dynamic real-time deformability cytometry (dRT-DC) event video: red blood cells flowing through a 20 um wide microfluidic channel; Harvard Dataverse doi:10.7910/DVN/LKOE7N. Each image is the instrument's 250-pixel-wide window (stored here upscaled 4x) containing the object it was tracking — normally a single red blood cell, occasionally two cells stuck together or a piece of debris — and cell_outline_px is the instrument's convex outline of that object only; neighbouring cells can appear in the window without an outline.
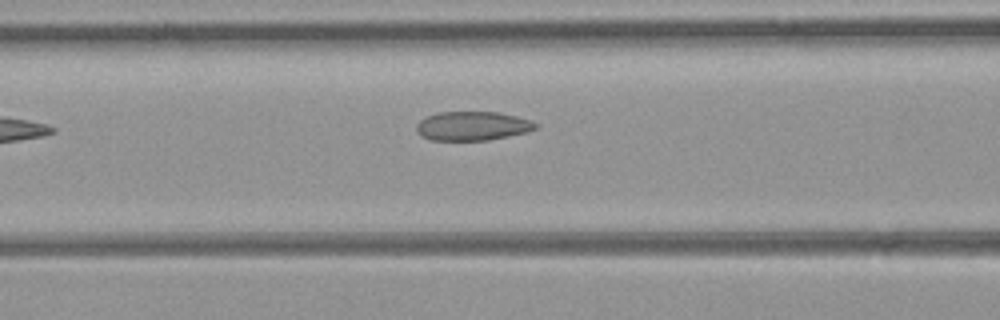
{"species": "common noctule bat (a hibernating species)", "species_latin": "Nyctalus noctula", "temperature_condition": "room temperature", "stored_images_in_passage": 13, "camera_frame_rate_fps": 3000, "um_per_image_px": 0.085, "animal": {"sex": "female", "body_mass_g": 21.9}, "frame": {"image": 1, "passage_image": 6, "time_ms": 1.667, "image_size_px": [1000, 320], "cell_outline_px": [[540, 124], [536, 128], [528, 132], [488, 140], [432, 140], [420, 136], [416, 132], [416, 124], [420, 120], [436, 112], [496, 112], [516, 116], [532, 120]], "centroid_in_image_um": [40.16, 10.71], "position_along_channel_um": 126.4, "area_um2": 20.29}}